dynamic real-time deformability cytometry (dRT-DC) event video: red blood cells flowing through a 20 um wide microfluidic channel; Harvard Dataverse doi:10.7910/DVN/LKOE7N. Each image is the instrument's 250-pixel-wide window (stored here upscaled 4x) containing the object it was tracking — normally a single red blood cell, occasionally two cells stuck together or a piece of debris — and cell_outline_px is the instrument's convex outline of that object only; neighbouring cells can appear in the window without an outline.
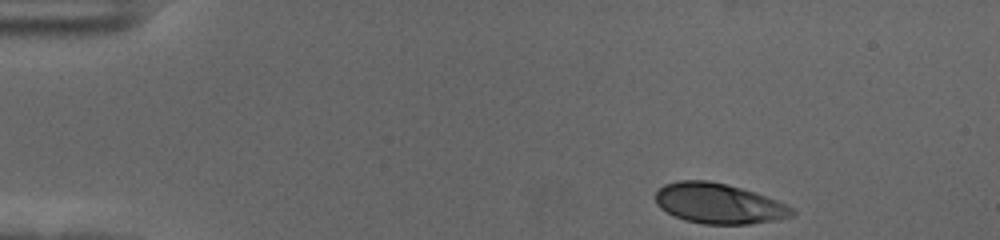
{"species": "human", "species_latin": "Homo sapiens", "temperature_condition": "cold", "stored_images_in_passage": 43, "camera_frame_rate_fps": 3000, "um_per_image_px": 0.085, "donor": {"sex": "female"}, "frame": {"image": 1, "passage_image": 1, "time_ms": 0.0, "image_size_px": [1000, 240], "cell_outline_px": [[796, 212], [792, 216], [772, 220], [748, 224], [704, 224], [684, 220], [660, 208], [656, 204], [656, 192], [664, 184], [680, 180], [708, 180], [740, 188], [776, 200], [792, 208]], "centroid_in_image_um": [61.05, 17.3], "position_along_channel_um": 24.0, "area_um2": 31.56}}
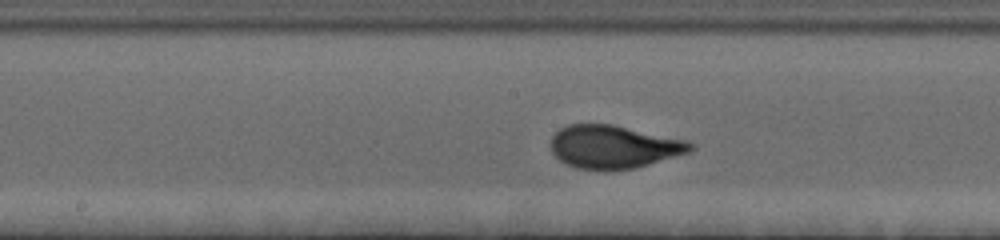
{"frame": {"image": 2, "passage_image": 23, "time_ms": 7.333, "image_size_px": [1000, 240], "cell_outline_px": [[696, 148], [688, 152], [636, 168], [612, 172], [604, 172], [576, 168], [560, 160], [552, 152], [552, 136], [560, 128], [568, 124], [612, 124], [688, 140], [696, 144]], "centroid_in_image_um": [52.19, 12.5], "position_along_channel_um": 196.0, "area_um2": 35.55}}
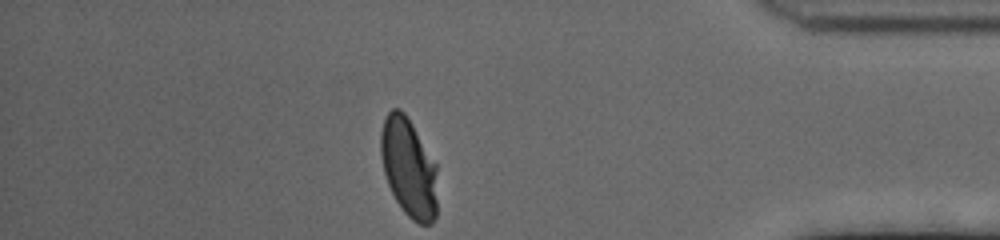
{"frame": {"image": 3, "passage_image": 43, "time_ms": 14.0, "image_size_px": [1000, 240], "cell_outline_px": [[436, 216], [432, 224], [420, 224], [412, 220], [404, 212], [396, 200], [388, 184], [384, 172], [380, 152], [380, 132], [384, 120], [388, 112], [392, 108], [400, 108], [404, 112], [436, 164]], "centroid_in_image_um": [34.72, 14.26], "position_along_channel_um": 400.5, "area_um2": 32.43}, "authors_computed_cell_mechanics": {"area_um2": 33.9864, "velocity_mm_per_s": 3.5391, "shape_relaxation_time_tau1_ms": 3.1345, "shape_relaxation_time_tau2_ms": null, "deformation_change_tau1": 0.1935, "deformation_change_tau2": null}}